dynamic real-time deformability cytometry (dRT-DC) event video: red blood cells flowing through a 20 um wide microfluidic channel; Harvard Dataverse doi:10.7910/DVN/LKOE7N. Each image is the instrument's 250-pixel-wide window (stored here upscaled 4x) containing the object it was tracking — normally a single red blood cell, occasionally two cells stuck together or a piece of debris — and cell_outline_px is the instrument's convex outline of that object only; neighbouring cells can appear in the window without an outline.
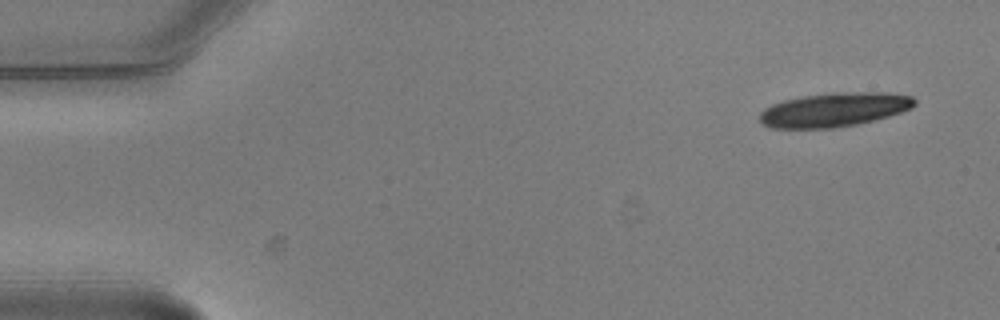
{"species": "common noctule bat (a hibernating species)", "species_latin": "Nyctalus noctula", "temperature_condition": "warm", "stored_images_in_passage": 4, "camera_frame_rate_fps": 3000, "um_per_image_px": 0.085, "animal": {"sex": "male", "body_mass_g": 20.5, "forearm_length_mm": 52.5}, "frame": {"image": 1, "passage_image": 1, "time_ms": 0.0, "image_size_px": [1000, 320], "cell_outline_px": [[916, 104], [912, 108], [888, 116], [856, 124], [832, 128], [772, 128], [764, 124], [760, 120], [760, 112], [764, 108], [772, 104], [784, 100], [804, 96], [832, 92], [888, 92], [912, 96], [916, 100]], "centroid_in_image_um": [70.92, 9.31], "position_along_channel_um": 14.1, "area_um2": 30.69}}